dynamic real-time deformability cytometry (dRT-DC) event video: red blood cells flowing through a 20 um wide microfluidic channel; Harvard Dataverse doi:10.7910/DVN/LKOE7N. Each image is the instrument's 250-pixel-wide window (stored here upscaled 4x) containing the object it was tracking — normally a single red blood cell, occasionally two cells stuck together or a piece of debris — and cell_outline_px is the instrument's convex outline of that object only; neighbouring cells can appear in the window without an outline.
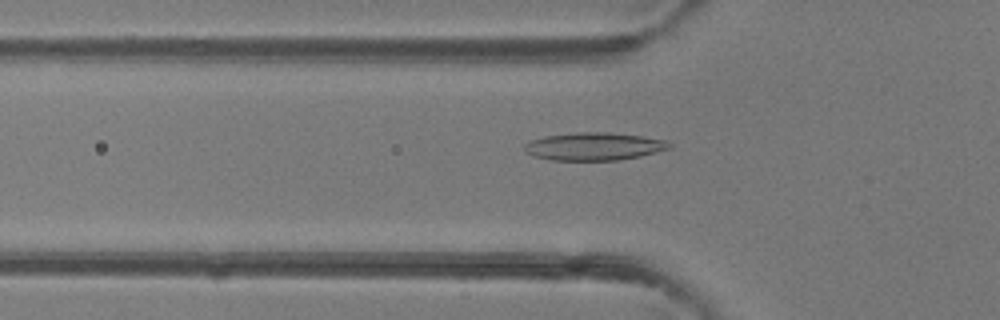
{"species": "common noctule bat (a hibernating species)", "species_latin": "Nyctalus noctula", "temperature_condition": "room temperature", "stored_images_in_passage": 44, "camera_frame_rate_fps": 3000, "um_per_image_px": 0.085, "animal": {"sex": "female"}, "frame": {"image": 1, "passage_image": 12, "time_ms": 3.667, "image_size_px": [1000, 320], "cell_outline_px": [[672, 148], [640, 156], [616, 160], [552, 160], [532, 156], [524, 152], [524, 144], [528, 140], [544, 136], [576, 132], [608, 132], [640, 136], [668, 140], [672, 144]], "centroid_in_image_um": [50.46, 12.44], "position_along_channel_um": 75.3, "area_um2": 23.7}}
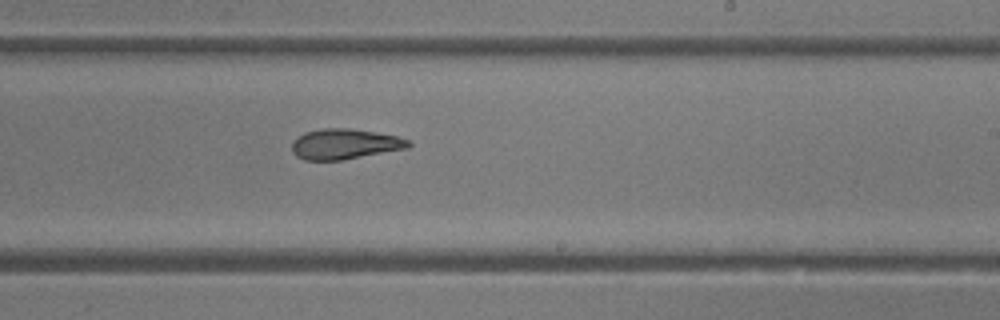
{"frame": {"image": 2, "passage_image": 25, "time_ms": 8.0, "image_size_px": [1000, 320], "cell_outline_px": [[412, 144], [408, 148], [344, 160], [304, 160], [296, 156], [292, 152], [292, 140], [296, 136], [304, 132], [320, 128], [348, 128], [376, 132], [396, 136], [408, 140]], "centroid_in_image_um": [29.26, 12.24], "position_along_channel_um": 259.7, "area_um2": 20.87}}
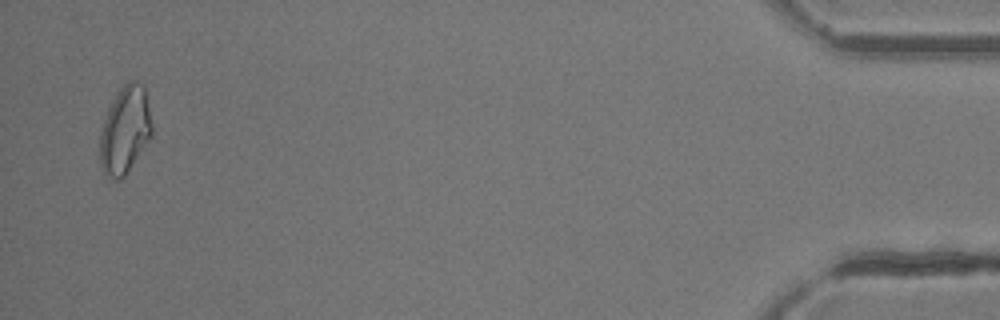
{"frame": {"image": 3, "passage_image": 43, "time_ms": 14.0, "image_size_px": [1000, 320], "cell_outline_px": [[152, 136], [124, 176], [120, 180], [116, 180], [104, 172], [100, 160], [100, 132], [108, 108], [120, 88], [128, 80], [132, 80], [144, 84], [152, 124]], "centroid_in_image_um": [10.64, 11.02], "position_along_channel_um": 424.6, "area_um2": 26.24}, "authors_computed_cell_mechanics": {"area_um2": 21.8773, "velocity_mm_per_s": 4.238, "shape_relaxation_time_tau1_ms": null, "shape_relaxation_time_tau2_ms": 2.5778, "deformation_change_tau1": null, "deformation_change_tau2": 0.0973}}